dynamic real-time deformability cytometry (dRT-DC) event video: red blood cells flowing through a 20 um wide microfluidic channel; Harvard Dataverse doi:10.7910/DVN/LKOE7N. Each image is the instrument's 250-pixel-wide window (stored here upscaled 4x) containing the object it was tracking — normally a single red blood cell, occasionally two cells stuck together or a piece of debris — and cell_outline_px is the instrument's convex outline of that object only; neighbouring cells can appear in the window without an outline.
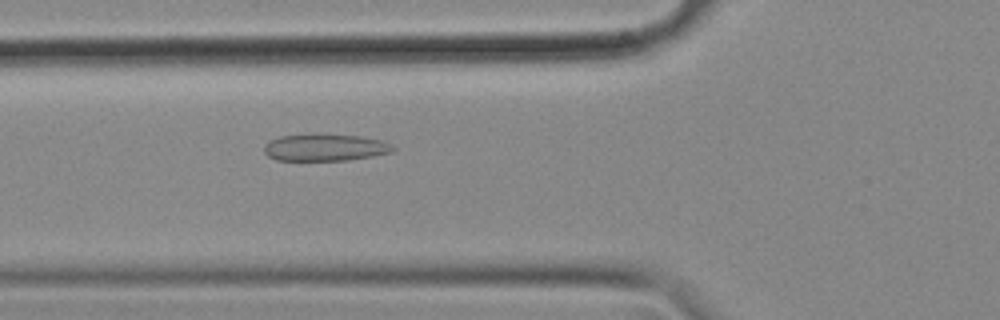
{"species": "common noctule bat (a hibernating species)", "species_latin": "Nyctalus noctula", "temperature_condition": "cold", "stored_images_in_passage": 56, "camera_frame_rate_fps": 3000, "um_per_image_px": 0.085, "animal": {"sex": "female", "body_mass_g": 18.4}, "frame": {"image": 1, "passage_image": 20, "time_ms": 6.333, "image_size_px": [1000, 320], "cell_outline_px": [[396, 148], [392, 152], [372, 156], [348, 160], [276, 160], [268, 156], [264, 152], [264, 144], [268, 140], [280, 136], [308, 132], [320, 132], [360, 136], [380, 140]], "centroid_in_image_um": [27.56, 12.5], "position_along_channel_um": 98.2, "area_um2": 20.87}}
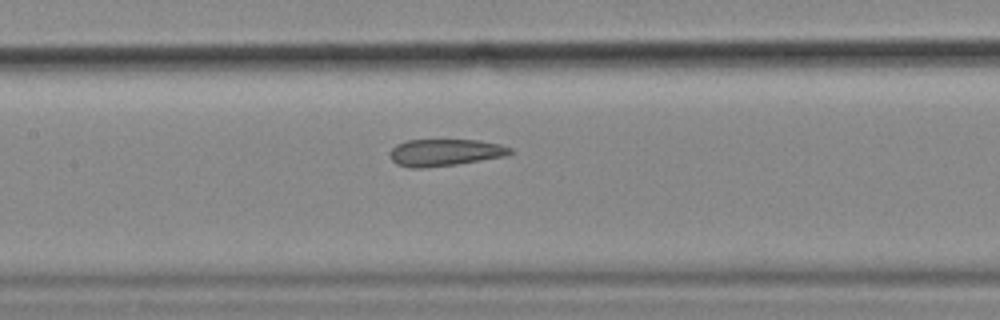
{"frame": {"image": 2, "passage_image": 26, "time_ms": 8.333, "image_size_px": [1000, 320], "cell_outline_px": [[516, 152], [508, 156], [456, 164], [424, 168], [412, 168], [396, 164], [392, 160], [392, 148], [396, 144], [408, 140], [480, 140], [500, 144], [512, 148]], "centroid_in_image_um": [37.9, 12.96], "position_along_channel_um": 169.5, "area_um2": 18.96}}
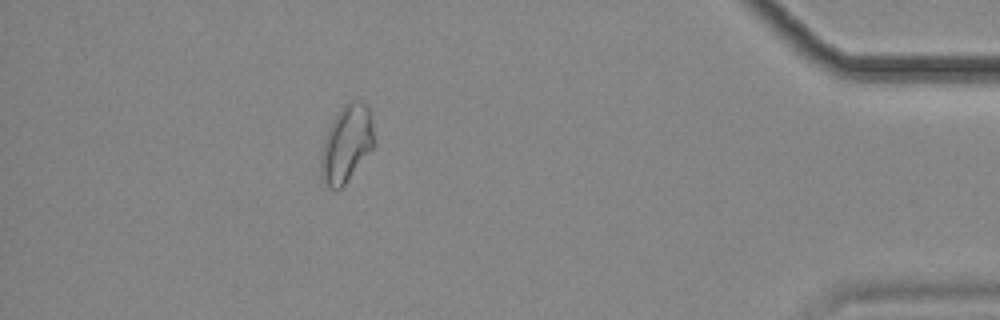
{"frame": {"image": 3, "passage_image": 50, "time_ms": 16.333, "image_size_px": [1000, 320], "cell_outline_px": [[372, 148], [344, 184], [340, 188], [328, 188], [320, 180], [320, 156], [324, 140], [336, 116], [344, 104], [352, 100], [360, 100], [368, 104], [372, 128]], "centroid_in_image_um": [29.41, 12.23], "position_along_channel_um": 405.8, "area_um2": 23.24}, "authors_computed_cell_mechanics": {"area_um2": 21.2704, "velocity_mm_per_s": 3.5548, "shape_relaxation_time_tau1_ms": null, "shape_relaxation_time_tau2_ms": 2.8892, "deformation_change_tau1": null, "deformation_change_tau2": 0.0998}}